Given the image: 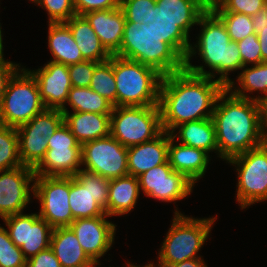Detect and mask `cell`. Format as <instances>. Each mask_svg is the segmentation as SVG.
I'll list each match as a JSON object with an SVG mask.
<instances>
[{
    "mask_svg": "<svg viewBox=\"0 0 267 267\" xmlns=\"http://www.w3.org/2000/svg\"><path fill=\"white\" fill-rule=\"evenodd\" d=\"M224 88L217 79L194 75L186 69L163 76L159 95L163 131L171 133L184 122L211 118Z\"/></svg>",
    "mask_w": 267,
    "mask_h": 267,
    "instance_id": "6da1fadb",
    "label": "cell"
},
{
    "mask_svg": "<svg viewBox=\"0 0 267 267\" xmlns=\"http://www.w3.org/2000/svg\"><path fill=\"white\" fill-rule=\"evenodd\" d=\"M211 118L216 132L217 157L223 161L265 143L262 104L258 101L237 97L225 87L217 97Z\"/></svg>",
    "mask_w": 267,
    "mask_h": 267,
    "instance_id": "7a4b0ae2",
    "label": "cell"
},
{
    "mask_svg": "<svg viewBox=\"0 0 267 267\" xmlns=\"http://www.w3.org/2000/svg\"><path fill=\"white\" fill-rule=\"evenodd\" d=\"M197 26H200L201 30L198 37L196 36L197 43L191 44L185 58V69L194 75L212 79H215L217 74V80L226 87L232 80L228 74L243 67L237 42L230 40L225 25L212 10H206L200 16ZM196 53L204 65L195 66L190 63ZM205 66L211 71L205 70Z\"/></svg>",
    "mask_w": 267,
    "mask_h": 267,
    "instance_id": "3957f363",
    "label": "cell"
},
{
    "mask_svg": "<svg viewBox=\"0 0 267 267\" xmlns=\"http://www.w3.org/2000/svg\"><path fill=\"white\" fill-rule=\"evenodd\" d=\"M115 55L152 67L163 76L185 69V60L163 42L153 22L126 21L120 50Z\"/></svg>",
    "mask_w": 267,
    "mask_h": 267,
    "instance_id": "277c9868",
    "label": "cell"
},
{
    "mask_svg": "<svg viewBox=\"0 0 267 267\" xmlns=\"http://www.w3.org/2000/svg\"><path fill=\"white\" fill-rule=\"evenodd\" d=\"M174 210L172 224L162 242L157 256L158 264L148 263L149 267H166L184 260L202 258L198 252L211 234L216 217L193 218ZM157 265V266H155Z\"/></svg>",
    "mask_w": 267,
    "mask_h": 267,
    "instance_id": "5b68a950",
    "label": "cell"
},
{
    "mask_svg": "<svg viewBox=\"0 0 267 267\" xmlns=\"http://www.w3.org/2000/svg\"><path fill=\"white\" fill-rule=\"evenodd\" d=\"M118 106H159L163 75L140 62L114 55Z\"/></svg>",
    "mask_w": 267,
    "mask_h": 267,
    "instance_id": "8992f818",
    "label": "cell"
},
{
    "mask_svg": "<svg viewBox=\"0 0 267 267\" xmlns=\"http://www.w3.org/2000/svg\"><path fill=\"white\" fill-rule=\"evenodd\" d=\"M205 11L200 0H156L153 23L163 42L185 60L192 44L189 32Z\"/></svg>",
    "mask_w": 267,
    "mask_h": 267,
    "instance_id": "52a82bcc",
    "label": "cell"
},
{
    "mask_svg": "<svg viewBox=\"0 0 267 267\" xmlns=\"http://www.w3.org/2000/svg\"><path fill=\"white\" fill-rule=\"evenodd\" d=\"M36 79L20 68L9 80L0 105V124L17 128L45 110Z\"/></svg>",
    "mask_w": 267,
    "mask_h": 267,
    "instance_id": "ba28073f",
    "label": "cell"
},
{
    "mask_svg": "<svg viewBox=\"0 0 267 267\" xmlns=\"http://www.w3.org/2000/svg\"><path fill=\"white\" fill-rule=\"evenodd\" d=\"M162 132L159 106L113 107L110 135L124 147L151 141Z\"/></svg>",
    "mask_w": 267,
    "mask_h": 267,
    "instance_id": "9c48e42d",
    "label": "cell"
},
{
    "mask_svg": "<svg viewBox=\"0 0 267 267\" xmlns=\"http://www.w3.org/2000/svg\"><path fill=\"white\" fill-rule=\"evenodd\" d=\"M237 170L236 201L242 209L267 201V144L227 160Z\"/></svg>",
    "mask_w": 267,
    "mask_h": 267,
    "instance_id": "30bf717a",
    "label": "cell"
},
{
    "mask_svg": "<svg viewBox=\"0 0 267 267\" xmlns=\"http://www.w3.org/2000/svg\"><path fill=\"white\" fill-rule=\"evenodd\" d=\"M63 122L64 114L60 109H45L16 128L22 165L34 169L42 161L48 150V138Z\"/></svg>",
    "mask_w": 267,
    "mask_h": 267,
    "instance_id": "8fae6325",
    "label": "cell"
},
{
    "mask_svg": "<svg viewBox=\"0 0 267 267\" xmlns=\"http://www.w3.org/2000/svg\"><path fill=\"white\" fill-rule=\"evenodd\" d=\"M48 150L34 168L36 176H75L82 168L81 144L63 122L48 140Z\"/></svg>",
    "mask_w": 267,
    "mask_h": 267,
    "instance_id": "7c38bea8",
    "label": "cell"
},
{
    "mask_svg": "<svg viewBox=\"0 0 267 267\" xmlns=\"http://www.w3.org/2000/svg\"><path fill=\"white\" fill-rule=\"evenodd\" d=\"M69 192L70 176H35L33 197L40 203L39 217L53 229L69 227L74 220Z\"/></svg>",
    "mask_w": 267,
    "mask_h": 267,
    "instance_id": "4fadbf2b",
    "label": "cell"
},
{
    "mask_svg": "<svg viewBox=\"0 0 267 267\" xmlns=\"http://www.w3.org/2000/svg\"><path fill=\"white\" fill-rule=\"evenodd\" d=\"M127 151L128 148L111 135L85 142L81 145L82 169L107 179L127 176Z\"/></svg>",
    "mask_w": 267,
    "mask_h": 267,
    "instance_id": "5bb4252c",
    "label": "cell"
},
{
    "mask_svg": "<svg viewBox=\"0 0 267 267\" xmlns=\"http://www.w3.org/2000/svg\"><path fill=\"white\" fill-rule=\"evenodd\" d=\"M10 239L26 260L50 247L53 228L37 213H17L2 218Z\"/></svg>",
    "mask_w": 267,
    "mask_h": 267,
    "instance_id": "9a60e30c",
    "label": "cell"
},
{
    "mask_svg": "<svg viewBox=\"0 0 267 267\" xmlns=\"http://www.w3.org/2000/svg\"><path fill=\"white\" fill-rule=\"evenodd\" d=\"M137 178L141 192L161 202L175 203L185 199L194 188V184L182 173L174 171L169 162L153 167Z\"/></svg>",
    "mask_w": 267,
    "mask_h": 267,
    "instance_id": "2e32d148",
    "label": "cell"
},
{
    "mask_svg": "<svg viewBox=\"0 0 267 267\" xmlns=\"http://www.w3.org/2000/svg\"><path fill=\"white\" fill-rule=\"evenodd\" d=\"M34 169L28 166L0 171V218L23 213L34 194ZM32 194H31V193Z\"/></svg>",
    "mask_w": 267,
    "mask_h": 267,
    "instance_id": "e0dca14e",
    "label": "cell"
},
{
    "mask_svg": "<svg viewBox=\"0 0 267 267\" xmlns=\"http://www.w3.org/2000/svg\"><path fill=\"white\" fill-rule=\"evenodd\" d=\"M107 217L109 216L75 219L69 226L93 262L100 263L101 257L105 256L114 243L117 225Z\"/></svg>",
    "mask_w": 267,
    "mask_h": 267,
    "instance_id": "ac0fdd59",
    "label": "cell"
},
{
    "mask_svg": "<svg viewBox=\"0 0 267 267\" xmlns=\"http://www.w3.org/2000/svg\"><path fill=\"white\" fill-rule=\"evenodd\" d=\"M36 79L40 97L46 109H66L72 88L68 66L49 61L36 70L27 69Z\"/></svg>",
    "mask_w": 267,
    "mask_h": 267,
    "instance_id": "d6986e66",
    "label": "cell"
},
{
    "mask_svg": "<svg viewBox=\"0 0 267 267\" xmlns=\"http://www.w3.org/2000/svg\"><path fill=\"white\" fill-rule=\"evenodd\" d=\"M90 26L99 37L105 49L115 55L119 50L123 39L125 27V15L120 7L91 11L83 14Z\"/></svg>",
    "mask_w": 267,
    "mask_h": 267,
    "instance_id": "ffe728a7",
    "label": "cell"
},
{
    "mask_svg": "<svg viewBox=\"0 0 267 267\" xmlns=\"http://www.w3.org/2000/svg\"><path fill=\"white\" fill-rule=\"evenodd\" d=\"M169 132L163 131L155 139L128 147V173L138 177L153 167L168 162Z\"/></svg>",
    "mask_w": 267,
    "mask_h": 267,
    "instance_id": "44dd1931",
    "label": "cell"
},
{
    "mask_svg": "<svg viewBox=\"0 0 267 267\" xmlns=\"http://www.w3.org/2000/svg\"><path fill=\"white\" fill-rule=\"evenodd\" d=\"M205 151L181 143L169 133L168 162L174 171L182 173L194 185L204 177L210 162Z\"/></svg>",
    "mask_w": 267,
    "mask_h": 267,
    "instance_id": "7402d4cb",
    "label": "cell"
},
{
    "mask_svg": "<svg viewBox=\"0 0 267 267\" xmlns=\"http://www.w3.org/2000/svg\"><path fill=\"white\" fill-rule=\"evenodd\" d=\"M64 123L73 136L82 145L85 142L104 138L110 135V115L89 112H69L61 109Z\"/></svg>",
    "mask_w": 267,
    "mask_h": 267,
    "instance_id": "603a6c76",
    "label": "cell"
},
{
    "mask_svg": "<svg viewBox=\"0 0 267 267\" xmlns=\"http://www.w3.org/2000/svg\"><path fill=\"white\" fill-rule=\"evenodd\" d=\"M69 205L74 220L108 216L96 203L90 192V171L81 169L75 176H70Z\"/></svg>",
    "mask_w": 267,
    "mask_h": 267,
    "instance_id": "cb8c5ba5",
    "label": "cell"
},
{
    "mask_svg": "<svg viewBox=\"0 0 267 267\" xmlns=\"http://www.w3.org/2000/svg\"><path fill=\"white\" fill-rule=\"evenodd\" d=\"M50 248L62 267H87L94 263L82 249L70 227L52 230Z\"/></svg>",
    "mask_w": 267,
    "mask_h": 267,
    "instance_id": "d4e9b609",
    "label": "cell"
},
{
    "mask_svg": "<svg viewBox=\"0 0 267 267\" xmlns=\"http://www.w3.org/2000/svg\"><path fill=\"white\" fill-rule=\"evenodd\" d=\"M170 134L173 138L178 136L176 140L178 143L201 149L208 154L214 151L218 155L216 132L212 118L184 122L176 126Z\"/></svg>",
    "mask_w": 267,
    "mask_h": 267,
    "instance_id": "484cf974",
    "label": "cell"
},
{
    "mask_svg": "<svg viewBox=\"0 0 267 267\" xmlns=\"http://www.w3.org/2000/svg\"><path fill=\"white\" fill-rule=\"evenodd\" d=\"M64 23L69 27L84 60L101 63L111 58L112 55L105 49L83 15L76 14Z\"/></svg>",
    "mask_w": 267,
    "mask_h": 267,
    "instance_id": "4316f807",
    "label": "cell"
},
{
    "mask_svg": "<svg viewBox=\"0 0 267 267\" xmlns=\"http://www.w3.org/2000/svg\"><path fill=\"white\" fill-rule=\"evenodd\" d=\"M140 195L138 178L132 175L110 179L107 215L122 216L134 209Z\"/></svg>",
    "mask_w": 267,
    "mask_h": 267,
    "instance_id": "83f0119b",
    "label": "cell"
},
{
    "mask_svg": "<svg viewBox=\"0 0 267 267\" xmlns=\"http://www.w3.org/2000/svg\"><path fill=\"white\" fill-rule=\"evenodd\" d=\"M48 48L52 62L72 65L85 61L69 27L64 22H48Z\"/></svg>",
    "mask_w": 267,
    "mask_h": 267,
    "instance_id": "f1b7e54d",
    "label": "cell"
},
{
    "mask_svg": "<svg viewBox=\"0 0 267 267\" xmlns=\"http://www.w3.org/2000/svg\"><path fill=\"white\" fill-rule=\"evenodd\" d=\"M242 71L237 76V82L231 80L226 88L235 96L263 102L267 99V62L251 65V67H242ZM237 84L238 87L235 85ZM255 97L248 95L256 92ZM260 92V93H259Z\"/></svg>",
    "mask_w": 267,
    "mask_h": 267,
    "instance_id": "f546056e",
    "label": "cell"
},
{
    "mask_svg": "<svg viewBox=\"0 0 267 267\" xmlns=\"http://www.w3.org/2000/svg\"><path fill=\"white\" fill-rule=\"evenodd\" d=\"M66 104L72 112H89L97 114H111L113 105L103 96L92 90L90 87H72L68 94Z\"/></svg>",
    "mask_w": 267,
    "mask_h": 267,
    "instance_id": "4dcf8cb0",
    "label": "cell"
},
{
    "mask_svg": "<svg viewBox=\"0 0 267 267\" xmlns=\"http://www.w3.org/2000/svg\"><path fill=\"white\" fill-rule=\"evenodd\" d=\"M89 87L99 95L103 96L114 107H117L114 55H112L109 60L101 62L95 67Z\"/></svg>",
    "mask_w": 267,
    "mask_h": 267,
    "instance_id": "1f68e13d",
    "label": "cell"
},
{
    "mask_svg": "<svg viewBox=\"0 0 267 267\" xmlns=\"http://www.w3.org/2000/svg\"><path fill=\"white\" fill-rule=\"evenodd\" d=\"M22 166L17 129L0 124V171Z\"/></svg>",
    "mask_w": 267,
    "mask_h": 267,
    "instance_id": "d6a6232c",
    "label": "cell"
},
{
    "mask_svg": "<svg viewBox=\"0 0 267 267\" xmlns=\"http://www.w3.org/2000/svg\"><path fill=\"white\" fill-rule=\"evenodd\" d=\"M223 22L231 41L238 42L255 33L251 16L233 12H214Z\"/></svg>",
    "mask_w": 267,
    "mask_h": 267,
    "instance_id": "836d02e7",
    "label": "cell"
},
{
    "mask_svg": "<svg viewBox=\"0 0 267 267\" xmlns=\"http://www.w3.org/2000/svg\"><path fill=\"white\" fill-rule=\"evenodd\" d=\"M156 0H120V8L125 20L148 24L154 21Z\"/></svg>",
    "mask_w": 267,
    "mask_h": 267,
    "instance_id": "e575fe53",
    "label": "cell"
},
{
    "mask_svg": "<svg viewBox=\"0 0 267 267\" xmlns=\"http://www.w3.org/2000/svg\"><path fill=\"white\" fill-rule=\"evenodd\" d=\"M0 267H26V259L10 239L7 229L0 226Z\"/></svg>",
    "mask_w": 267,
    "mask_h": 267,
    "instance_id": "d590c367",
    "label": "cell"
},
{
    "mask_svg": "<svg viewBox=\"0 0 267 267\" xmlns=\"http://www.w3.org/2000/svg\"><path fill=\"white\" fill-rule=\"evenodd\" d=\"M35 4L48 12L49 23L66 22L76 15L73 0H36Z\"/></svg>",
    "mask_w": 267,
    "mask_h": 267,
    "instance_id": "8d00e7d4",
    "label": "cell"
},
{
    "mask_svg": "<svg viewBox=\"0 0 267 267\" xmlns=\"http://www.w3.org/2000/svg\"><path fill=\"white\" fill-rule=\"evenodd\" d=\"M243 67L262 63L261 48L256 33L237 42Z\"/></svg>",
    "mask_w": 267,
    "mask_h": 267,
    "instance_id": "74e56055",
    "label": "cell"
},
{
    "mask_svg": "<svg viewBox=\"0 0 267 267\" xmlns=\"http://www.w3.org/2000/svg\"><path fill=\"white\" fill-rule=\"evenodd\" d=\"M99 63L96 61H83L68 66V72L72 87H89L95 67Z\"/></svg>",
    "mask_w": 267,
    "mask_h": 267,
    "instance_id": "f35d334b",
    "label": "cell"
},
{
    "mask_svg": "<svg viewBox=\"0 0 267 267\" xmlns=\"http://www.w3.org/2000/svg\"><path fill=\"white\" fill-rule=\"evenodd\" d=\"M266 4L267 0H225L221 6L212 11L233 12L253 16Z\"/></svg>",
    "mask_w": 267,
    "mask_h": 267,
    "instance_id": "ab89813d",
    "label": "cell"
},
{
    "mask_svg": "<svg viewBox=\"0 0 267 267\" xmlns=\"http://www.w3.org/2000/svg\"><path fill=\"white\" fill-rule=\"evenodd\" d=\"M109 184L110 179L90 172V192L92 193L96 203L106 212V214Z\"/></svg>",
    "mask_w": 267,
    "mask_h": 267,
    "instance_id": "60d3db41",
    "label": "cell"
},
{
    "mask_svg": "<svg viewBox=\"0 0 267 267\" xmlns=\"http://www.w3.org/2000/svg\"><path fill=\"white\" fill-rule=\"evenodd\" d=\"M77 15L104 9H115L120 7V0H73Z\"/></svg>",
    "mask_w": 267,
    "mask_h": 267,
    "instance_id": "b9f144b4",
    "label": "cell"
},
{
    "mask_svg": "<svg viewBox=\"0 0 267 267\" xmlns=\"http://www.w3.org/2000/svg\"><path fill=\"white\" fill-rule=\"evenodd\" d=\"M26 267H62L53 250L49 247L26 260Z\"/></svg>",
    "mask_w": 267,
    "mask_h": 267,
    "instance_id": "7bdbcfd3",
    "label": "cell"
},
{
    "mask_svg": "<svg viewBox=\"0 0 267 267\" xmlns=\"http://www.w3.org/2000/svg\"><path fill=\"white\" fill-rule=\"evenodd\" d=\"M21 64L12 61L0 60V105L9 80L20 69Z\"/></svg>",
    "mask_w": 267,
    "mask_h": 267,
    "instance_id": "ee69618b",
    "label": "cell"
},
{
    "mask_svg": "<svg viewBox=\"0 0 267 267\" xmlns=\"http://www.w3.org/2000/svg\"><path fill=\"white\" fill-rule=\"evenodd\" d=\"M253 29L255 33L261 31V28L267 27V4L264 5L255 15L251 16Z\"/></svg>",
    "mask_w": 267,
    "mask_h": 267,
    "instance_id": "f6af8a7d",
    "label": "cell"
},
{
    "mask_svg": "<svg viewBox=\"0 0 267 267\" xmlns=\"http://www.w3.org/2000/svg\"><path fill=\"white\" fill-rule=\"evenodd\" d=\"M258 41L261 48L262 61L267 62V27L261 28L257 33Z\"/></svg>",
    "mask_w": 267,
    "mask_h": 267,
    "instance_id": "bcb514c9",
    "label": "cell"
},
{
    "mask_svg": "<svg viewBox=\"0 0 267 267\" xmlns=\"http://www.w3.org/2000/svg\"><path fill=\"white\" fill-rule=\"evenodd\" d=\"M166 267H207V265L204 259L195 258V259L184 260L181 263L168 265Z\"/></svg>",
    "mask_w": 267,
    "mask_h": 267,
    "instance_id": "7dc6e473",
    "label": "cell"
},
{
    "mask_svg": "<svg viewBox=\"0 0 267 267\" xmlns=\"http://www.w3.org/2000/svg\"><path fill=\"white\" fill-rule=\"evenodd\" d=\"M262 104V121H263V138L267 144V99L261 102Z\"/></svg>",
    "mask_w": 267,
    "mask_h": 267,
    "instance_id": "c3c4849f",
    "label": "cell"
},
{
    "mask_svg": "<svg viewBox=\"0 0 267 267\" xmlns=\"http://www.w3.org/2000/svg\"><path fill=\"white\" fill-rule=\"evenodd\" d=\"M225 0H200L202 7L205 10H213L222 5Z\"/></svg>",
    "mask_w": 267,
    "mask_h": 267,
    "instance_id": "681fc988",
    "label": "cell"
},
{
    "mask_svg": "<svg viewBox=\"0 0 267 267\" xmlns=\"http://www.w3.org/2000/svg\"><path fill=\"white\" fill-rule=\"evenodd\" d=\"M1 23H0V60H4L5 58L3 57V35H2V30H1Z\"/></svg>",
    "mask_w": 267,
    "mask_h": 267,
    "instance_id": "f907efd6",
    "label": "cell"
},
{
    "mask_svg": "<svg viewBox=\"0 0 267 267\" xmlns=\"http://www.w3.org/2000/svg\"><path fill=\"white\" fill-rule=\"evenodd\" d=\"M129 267H149V266L148 265L138 266V265H134V263L130 264V262H129Z\"/></svg>",
    "mask_w": 267,
    "mask_h": 267,
    "instance_id": "816d5d0a",
    "label": "cell"
},
{
    "mask_svg": "<svg viewBox=\"0 0 267 267\" xmlns=\"http://www.w3.org/2000/svg\"><path fill=\"white\" fill-rule=\"evenodd\" d=\"M98 265L100 266V263L94 262L93 264H91V265H89L87 267H97Z\"/></svg>",
    "mask_w": 267,
    "mask_h": 267,
    "instance_id": "f5cc1de1",
    "label": "cell"
}]
</instances>
